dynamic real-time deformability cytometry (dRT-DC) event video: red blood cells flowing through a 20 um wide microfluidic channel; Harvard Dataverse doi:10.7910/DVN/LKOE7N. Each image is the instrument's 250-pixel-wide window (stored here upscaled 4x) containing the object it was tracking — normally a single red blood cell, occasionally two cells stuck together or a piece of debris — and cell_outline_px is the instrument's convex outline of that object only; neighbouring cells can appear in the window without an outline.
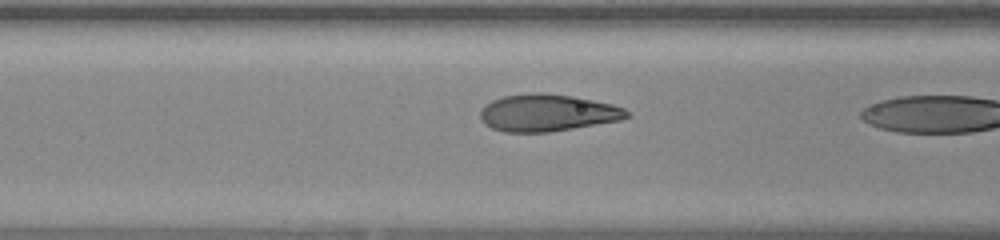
{"species": "human", "species_latin": "Homo sapiens", "temperature_condition": "warm", "stored_images_in_passage": 21, "camera_frame_rate_fps": 3000, "um_per_image_px": 0.085, "donor": {"sex": "female"}, "frame": {"image": 1, "passage_image": 20, "time_ms": 6.333, "image_size_px": [1000, 240], "cell_outline_px": [[632, 116], [620, 120], [548, 132], [504, 132], [492, 128], [484, 124], [480, 120], [480, 112], [492, 100], [504, 96], [532, 92], [548, 92], [572, 96], [612, 104], [624, 108]], "centroid_in_image_um": [46.52, 9.58], "position_along_channel_um": 120.1, "area_um2": 31.62}}